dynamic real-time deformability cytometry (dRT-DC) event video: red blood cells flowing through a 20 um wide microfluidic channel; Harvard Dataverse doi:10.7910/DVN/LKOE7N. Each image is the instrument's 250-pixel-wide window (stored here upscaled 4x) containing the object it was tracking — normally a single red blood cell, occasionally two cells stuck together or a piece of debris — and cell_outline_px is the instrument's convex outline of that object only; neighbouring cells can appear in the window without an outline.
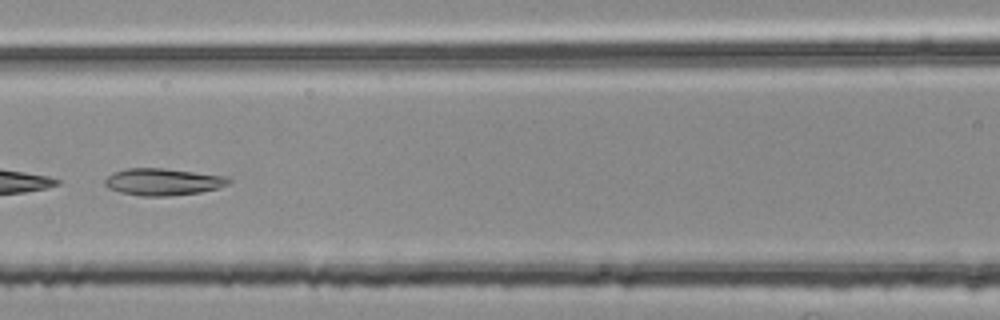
{"species": "common noctule bat (a hibernating species)", "species_latin": "Nyctalus noctula", "temperature_condition": "room temperature", "stored_images_in_passage": 51, "segment_of_instrument_passage": [2, 2], "camera_frame_rate_fps": 3000, "um_per_image_px": 0.085, "animal": {"sex": "female", "body_mass_g": 25.1}, "frame": {"image": 1, "passage_image": 24, "time_ms": 7.667, "image_size_px": [1000, 320], "cell_outline_px": [[232, 180], [228, 184], [220, 188], [200, 192], [168, 196], [140, 196], [120, 192], [108, 188], [104, 184], [104, 180], [108, 176], [116, 172], [128, 168], [164, 168], [228, 176]], "centroid_in_image_um": [13.89, 15.46], "position_along_channel_um": 152.7, "area_um2": 19.54}}
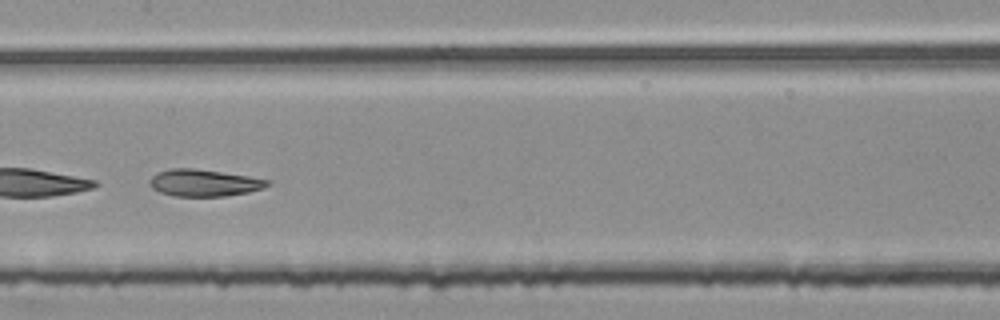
{"frame": {"image": 2, "passage_image": 27, "time_ms": 8.667, "image_size_px": [1000, 320], "cell_outline_px": [[272, 184], [264, 188], [248, 192], [228, 196], [172, 196], [160, 192], [152, 188], [148, 184], [148, 180], [156, 172], [172, 168], [192, 168], [248, 176], [268, 180]], "centroid_in_image_um": [17.31, 15.55], "position_along_channel_um": 190.1, "area_um2": 18.55}}
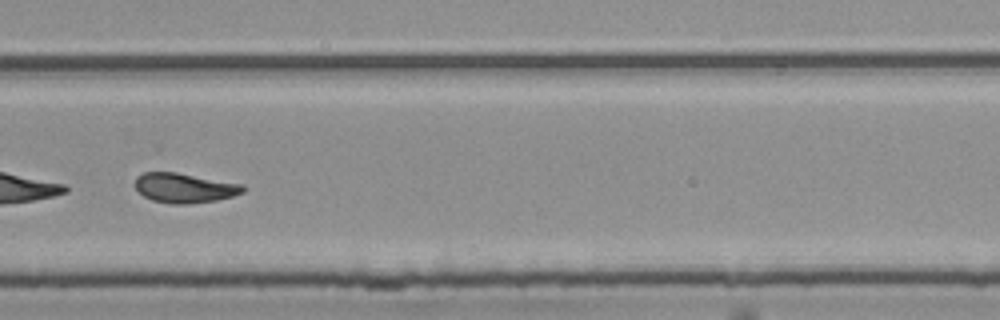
{"frame": {"image": 3, "passage_image": 37, "time_ms": 12.0, "image_size_px": [1000, 320], "cell_outline_px": [[244, 192], [232, 196], [216, 200], [192, 204], [172, 204], [152, 200], [144, 196], [136, 188], [136, 176], [144, 172], [176, 172], [244, 184]], "centroid_in_image_um": [15.69, 15.97], "position_along_channel_um": 314.1, "area_um2": 18.67}}